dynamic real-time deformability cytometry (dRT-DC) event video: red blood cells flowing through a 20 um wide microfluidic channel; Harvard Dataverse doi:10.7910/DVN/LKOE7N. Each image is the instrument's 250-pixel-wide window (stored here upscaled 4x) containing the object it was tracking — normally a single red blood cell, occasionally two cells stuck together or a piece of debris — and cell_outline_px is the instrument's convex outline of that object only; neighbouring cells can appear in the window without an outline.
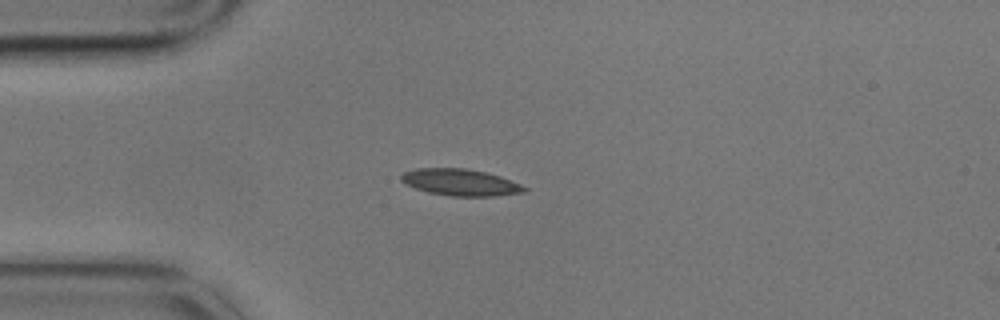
{"species": "common noctule bat (a hibernating species)", "species_latin": "Nyctalus noctula", "temperature_condition": "cold", "stored_images_in_passage": 3, "camera_frame_rate_fps": 3000, "um_per_image_px": 0.085, "animal": {"sex": "male", "body_mass_g": 17.9}, "frame": {"image": 1, "passage_image": 2, "time_ms": 0.333, "image_size_px": [1000, 320], "cell_outline_px": [[528, 192], [496, 196], [452, 196], [428, 192], [404, 184], [400, 180], [400, 176], [404, 172], [416, 168], [464, 168], [484, 172], [500, 176], [520, 184], [528, 188]], "centroid_in_image_um": [39.14, 15.5], "position_along_channel_um": 45.9, "area_um2": 19.19}}